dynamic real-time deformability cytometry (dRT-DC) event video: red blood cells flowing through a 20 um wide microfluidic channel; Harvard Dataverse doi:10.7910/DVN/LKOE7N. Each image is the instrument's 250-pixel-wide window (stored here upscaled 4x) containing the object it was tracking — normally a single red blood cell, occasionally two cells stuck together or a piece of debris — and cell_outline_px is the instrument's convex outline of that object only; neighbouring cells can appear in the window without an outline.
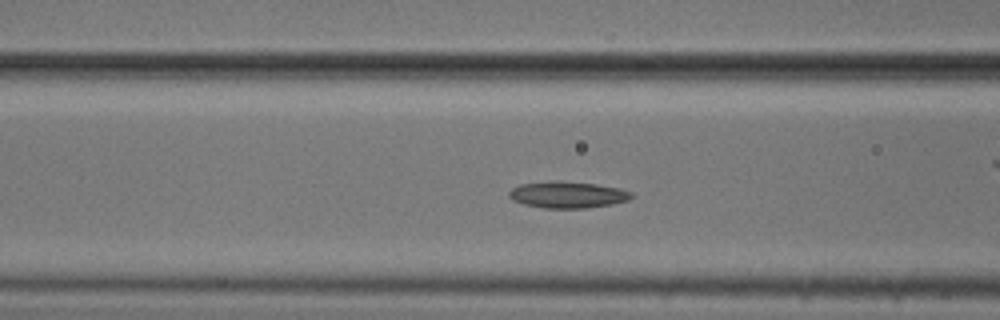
{"species": "common noctule bat (a hibernating species)", "species_latin": "Nyctalus noctula", "temperature_condition": "cold", "stored_images_in_passage": 54, "camera_frame_rate_fps": 3000, "um_per_image_px": 0.085, "animal": {"sex": "male", "body_mass_g": 20.5, "forearm_length_mm": 52.5}, "frame": {"image": 1, "passage_image": 20, "time_ms": 6.333, "image_size_px": [1000, 320], "cell_outline_px": [[636, 196], [628, 200], [612, 204], [584, 208], [544, 208], [524, 204], [512, 200], [508, 196], [508, 192], [512, 188], [520, 184], [552, 180], [560, 180], [596, 184], [620, 188], [632, 192]], "centroid_in_image_um": [48.25, 16.54], "position_along_channel_um": 118.4, "area_um2": 19.19}}
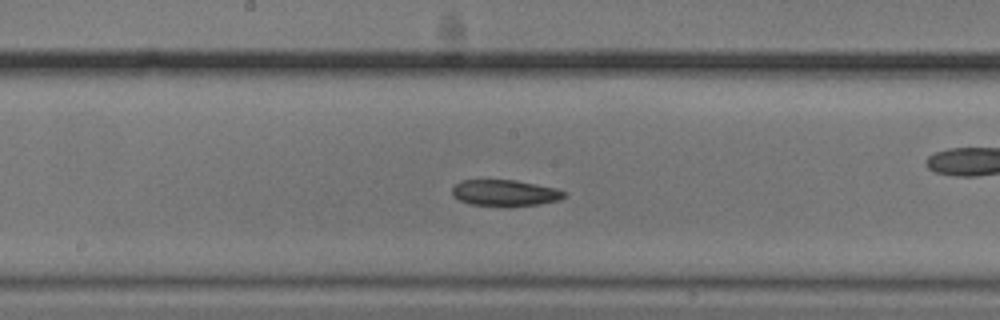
{"frame": {"image": 2, "passage_image": 27, "time_ms": 8.667, "image_size_px": [1000, 320], "cell_outline_px": [[568, 192], [560, 200], [540, 204], [512, 208], [508, 208], [472, 204], [460, 200], [452, 196], [452, 188], [460, 180], [516, 180], [556, 188]], "centroid_in_image_um": [42.94, 16.42], "position_along_channel_um": 205.3, "area_um2": 17.63}}
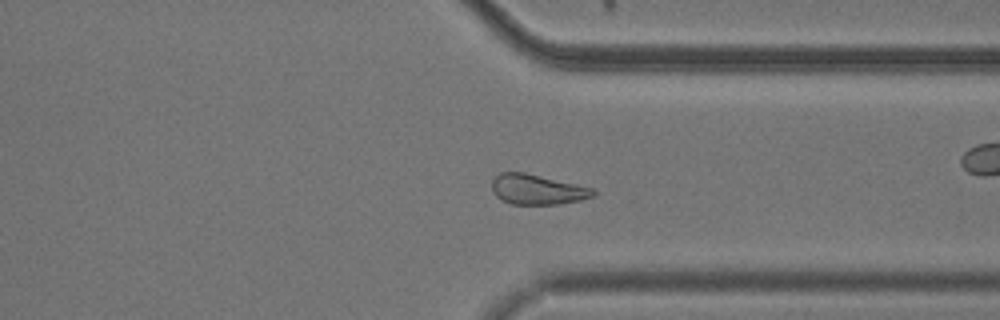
{"frame": {"image": 3, "passage_image": 40, "time_ms": 13.0, "image_size_px": [1000, 320], "cell_outline_px": [[596, 192], [592, 196], [580, 200], [556, 204], [512, 204], [500, 200], [492, 192], [492, 180], [500, 172], [524, 172], [576, 184], [592, 188]], "centroid_in_image_um": [45.61, 16.1], "position_along_channel_um": 365.8, "area_um2": 17.63}, "authors_computed_cell_mechanics": {"area_um2": 18.8428, "velocity_mm_per_s": 3.7145, "shape_relaxation_time_tau1_ms": 6.7302, "shape_relaxation_time_tau2_ms": 8.6033, "deformation_change_tau1": 0.1276, "deformation_change_tau2": 0.1478}}